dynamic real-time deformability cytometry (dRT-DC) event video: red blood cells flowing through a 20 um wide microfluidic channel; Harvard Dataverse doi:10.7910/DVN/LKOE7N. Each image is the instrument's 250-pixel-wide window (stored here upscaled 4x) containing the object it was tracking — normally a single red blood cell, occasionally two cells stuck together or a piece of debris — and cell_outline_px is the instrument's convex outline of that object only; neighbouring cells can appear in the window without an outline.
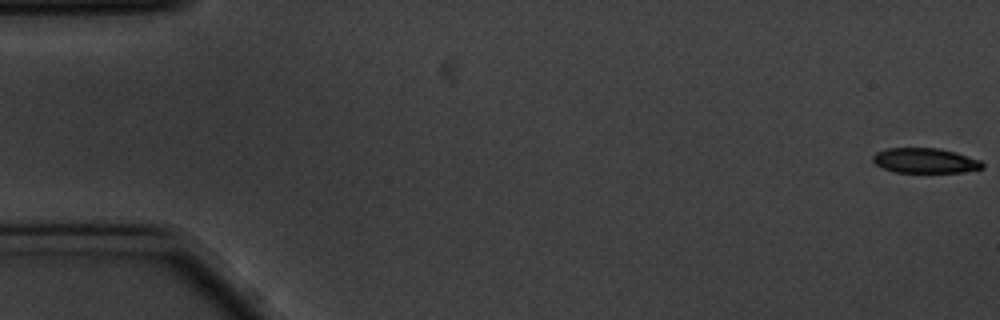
{"species": "common noctule bat (a hibernating species)", "species_latin": "Nyctalus noctula", "temperature_condition": "cold", "stored_images_in_passage": 58, "camera_frame_rate_fps": 3000, "um_per_image_px": 0.085, "animal": {"sex": "male", "body_mass_g": 20.1, "forearm_length_mm": 53.5}, "frame": {"image": 1, "passage_image": 1, "time_ms": 0.0, "image_size_px": [1000, 320], "cell_outline_px": [[984, 168], [960, 172], [896, 172], [884, 168], [876, 164], [872, 160], [872, 156], [876, 152], [888, 148], [940, 148], [956, 152], [980, 160], [984, 164]], "centroid_in_image_um": [78.64, 13.64], "position_along_channel_um": 6.4, "area_um2": 15.9}}
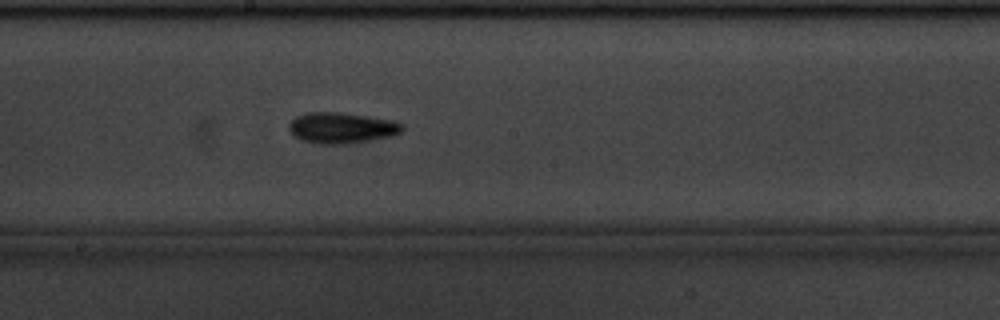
{"frame": {"image": 2, "passage_image": 31, "time_ms": 10.0, "image_size_px": [1000, 320], "cell_outline_px": [[404, 128], [400, 132], [392, 136], [368, 140], [340, 144], [320, 144], [304, 140], [296, 136], [288, 128], [288, 124], [296, 116], [304, 112], [340, 112], [392, 120], [404, 124]], "centroid_in_image_um": [29.03, 10.85], "position_along_channel_um": 219.2, "area_um2": 20.17}}
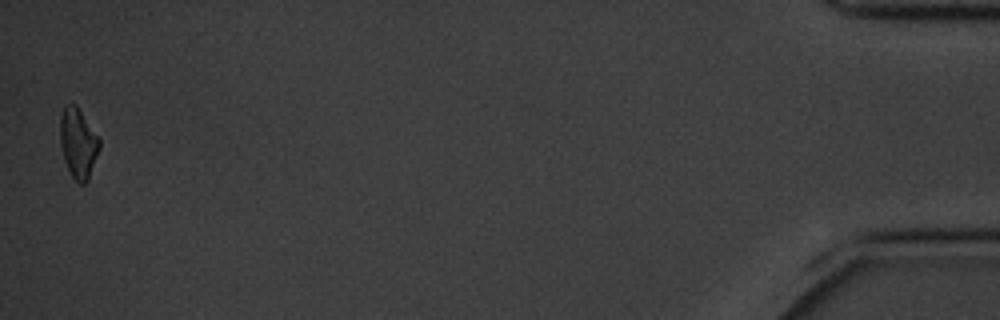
{"frame": {"image": 3, "passage_image": 57, "time_ms": 18.667, "image_size_px": [1000, 320], "cell_outline_px": [[100, 148], [88, 180], [84, 184], [80, 184], [72, 176], [64, 160], [60, 144], [60, 116], [64, 108], [68, 104], [76, 104], [100, 140]], "centroid_in_image_um": [6.64, 12.17], "position_along_channel_um": 428.6, "area_um2": 15.84}, "authors_computed_cell_mechanics": {"area_um2": 17.5423, "velocity_mm_per_s": 3.4962, "shape_relaxation_time_tau1_ms": 2.3023, "shape_relaxation_time_tau2_ms": null, "deformation_change_tau1": 0.1096, "deformation_change_tau2": null}}